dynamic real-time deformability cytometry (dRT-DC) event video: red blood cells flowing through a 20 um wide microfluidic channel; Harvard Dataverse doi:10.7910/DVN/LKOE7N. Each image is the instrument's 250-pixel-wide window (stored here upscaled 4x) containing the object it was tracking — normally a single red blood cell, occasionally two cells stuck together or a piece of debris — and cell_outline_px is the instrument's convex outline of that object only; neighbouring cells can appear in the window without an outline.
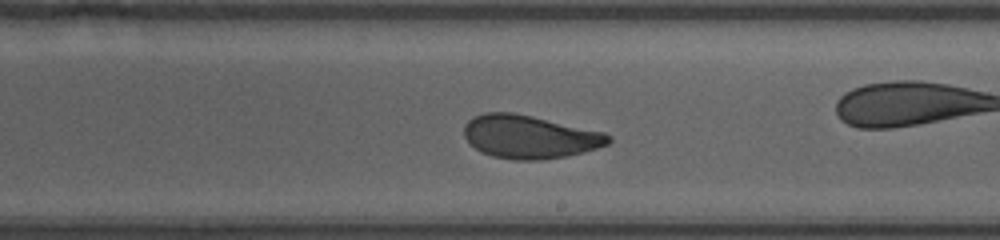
{"species": "human", "species_latin": "Homo sapiens", "temperature_condition": "room temperature", "stored_images_in_passage": 35, "camera_frame_rate_fps": 3000, "um_per_image_px": 0.085, "donor": {"sex": "female"}, "frame": {"image": 1, "passage_image": 20, "time_ms": 6.333, "image_size_px": [1000, 240], "cell_outline_px": [[612, 140], [608, 144], [584, 152], [568, 156], [540, 160], [512, 160], [492, 156], [480, 152], [464, 136], [464, 124], [468, 120], [484, 112], [512, 112], [532, 116], [604, 132], [612, 136]], "centroid_in_image_um": [45.02, 11.63], "position_along_channel_um": 244.0, "area_um2": 36.41}, "authors_computed_cell_mechanics": {"area_um2": 36.8186, "velocity_mm_per_s": 4.0307, "shape_relaxation_time_tau1_ms": 3.8493, "shape_relaxation_time_tau2_ms": 0.948, "deformation_change_tau1": 0.1507, "deformation_change_tau2": 0.0701}}